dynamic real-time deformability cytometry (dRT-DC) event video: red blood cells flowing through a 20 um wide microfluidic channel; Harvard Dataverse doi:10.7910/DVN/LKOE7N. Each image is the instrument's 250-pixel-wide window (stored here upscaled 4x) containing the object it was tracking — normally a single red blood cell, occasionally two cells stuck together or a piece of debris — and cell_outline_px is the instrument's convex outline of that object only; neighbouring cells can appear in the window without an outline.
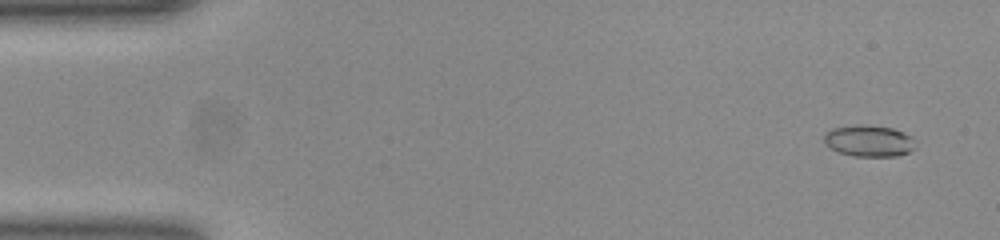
{"species": "common noctule bat (a hibernating species)", "species_latin": "Nyctalus noctula", "temperature_condition": "room temperature", "stored_images_in_passage": 13, "camera_frame_rate_fps": 3000, "um_per_image_px": 0.085, "animal": {"sex": "female", "body_mass_g": 23.0, "forearm_length_mm": 53.4}, "frame": {"image": 1, "passage_image": 3, "time_ms": 0.667, "image_size_px": [1000, 240], "cell_outline_px": [[916, 140], [912, 148], [908, 152], [896, 156], [852, 156], [828, 148], [824, 144], [824, 136], [832, 128], [856, 124], [860, 124], [892, 128], [904, 132], [912, 136]], "centroid_in_image_um": [73.84, 11.97], "position_along_channel_um": 11.2, "area_um2": 16.82}}